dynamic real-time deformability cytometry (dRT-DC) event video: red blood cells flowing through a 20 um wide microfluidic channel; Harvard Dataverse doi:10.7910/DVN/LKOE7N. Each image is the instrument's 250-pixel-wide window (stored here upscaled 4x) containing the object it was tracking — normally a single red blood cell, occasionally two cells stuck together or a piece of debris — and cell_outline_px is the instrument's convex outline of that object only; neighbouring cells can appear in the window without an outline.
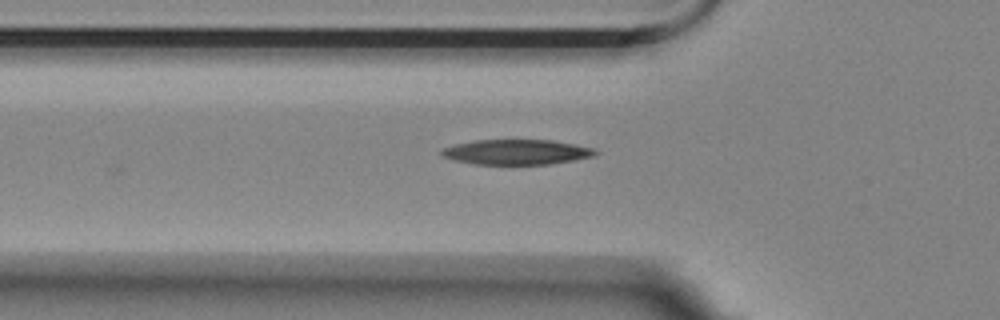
{"species": "Egyptian fruit bat (a non-hibernating species)", "species_latin": "Rousettus aegyptiacus", "temperature_condition": "room temperature", "stored_images_in_passage": 28, "camera_frame_rate_fps": 3000, "um_per_image_px": 0.085, "animal": {"sex": "female"}, "frame": {"image": 1, "passage_image": 2, "time_ms": 0.333, "image_size_px": [1000, 320], "cell_outline_px": [[600, 152], [596, 156], [548, 164], [476, 164], [456, 160], [444, 156], [440, 152], [444, 148], [456, 144], [476, 140], [552, 140], [592, 148]], "centroid_in_image_um": [43.95, 12.92], "position_along_channel_um": 81.9, "area_um2": 22.14}}
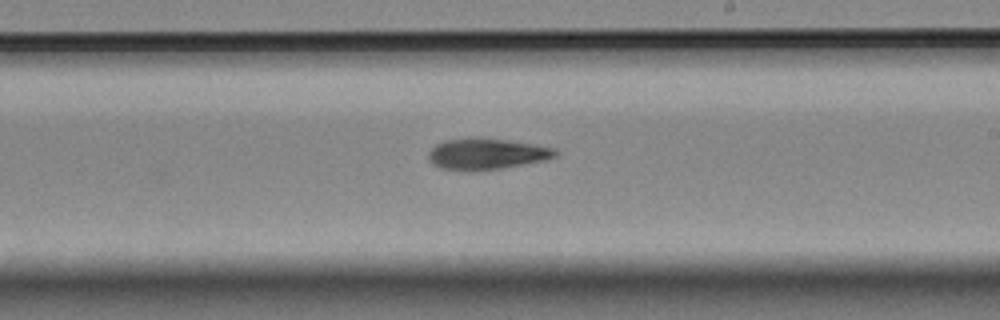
{"frame": {"image": 2, "passage_image": 16, "time_ms": 5.0, "image_size_px": [1000, 320], "cell_outline_px": [[556, 156], [544, 160], [500, 168], [472, 172], [440, 168], [432, 164], [428, 160], [428, 152], [436, 144], [444, 140], [472, 136], [480, 136], [532, 144], [552, 148], [556, 152]], "centroid_in_image_um": [41.25, 13.07], "position_along_channel_um": 247.8, "area_um2": 23.24}}
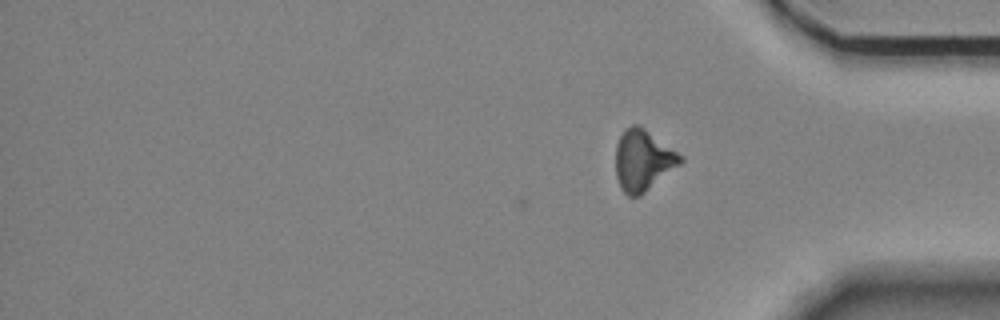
{"frame": {"image": 3, "passage_image": 28, "time_ms": 9.0, "image_size_px": [1000, 320], "cell_outline_px": [[684, 160], [680, 164], [640, 196], [628, 196], [620, 188], [616, 176], [616, 144], [624, 128], [632, 124], [636, 124], [644, 128], [676, 152]], "centroid_in_image_um": [54.61, 13.63], "position_along_channel_um": 380.6, "area_um2": 22.66}, "authors_computed_cell_mechanics": {"area_um2": 22.6576, "velocity_mm_per_s": 3.5353, "shape_relaxation_time_tau1_ms": 4.8283, "shape_relaxation_time_tau2_ms": null, "deformation_change_tau1": 0.1627, "deformation_change_tau2": null}}